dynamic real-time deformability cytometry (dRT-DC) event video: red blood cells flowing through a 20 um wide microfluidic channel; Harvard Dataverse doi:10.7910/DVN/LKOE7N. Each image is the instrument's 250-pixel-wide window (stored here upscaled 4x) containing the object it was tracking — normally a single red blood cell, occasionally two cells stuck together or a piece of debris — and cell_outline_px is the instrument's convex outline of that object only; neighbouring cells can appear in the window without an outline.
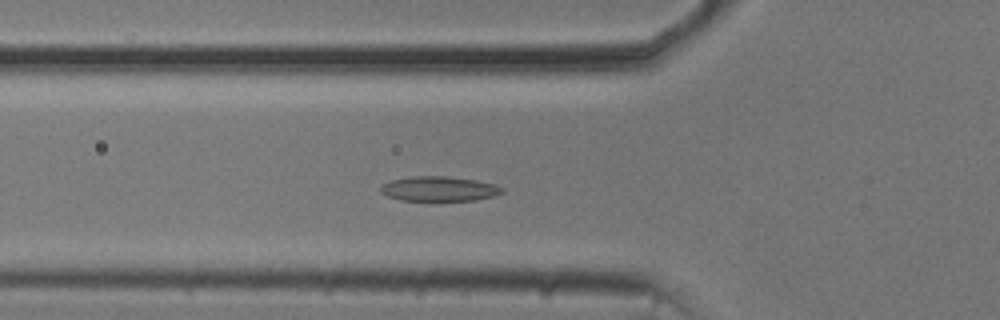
{"species": "common noctule bat (a hibernating species)", "species_latin": "Nyctalus noctula", "temperature_condition": "cold", "stored_images_in_passage": 51, "camera_frame_rate_fps": 3000, "um_per_image_px": 0.085, "animal": {"sex": "male", "body_mass_g": 20.5, "forearm_length_mm": 52.5}, "frame": {"image": 1, "passage_image": 16, "time_ms": 5.0, "image_size_px": [1000, 320], "cell_outline_px": [[504, 192], [492, 196], [476, 200], [400, 200], [388, 196], [380, 192], [380, 188], [384, 184], [392, 180], [412, 176], [448, 176], [476, 180], [496, 184], [504, 188]], "centroid_in_image_um": [37.35, 16.04], "position_along_channel_um": 88.4, "area_um2": 17.46}}
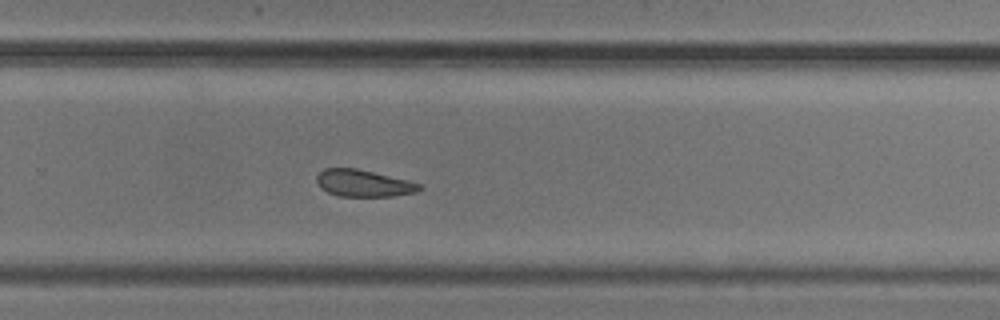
{"frame": {"image": 2, "passage_image": 33, "time_ms": 10.667, "image_size_px": [1000, 320], "cell_outline_px": [[424, 188], [416, 192], [392, 196], [340, 196], [328, 192], [320, 188], [316, 180], [316, 176], [324, 168], [356, 168], [408, 180], [424, 184]], "centroid_in_image_um": [30.93, 15.57], "position_along_channel_um": 298.9, "area_um2": 16.18}}
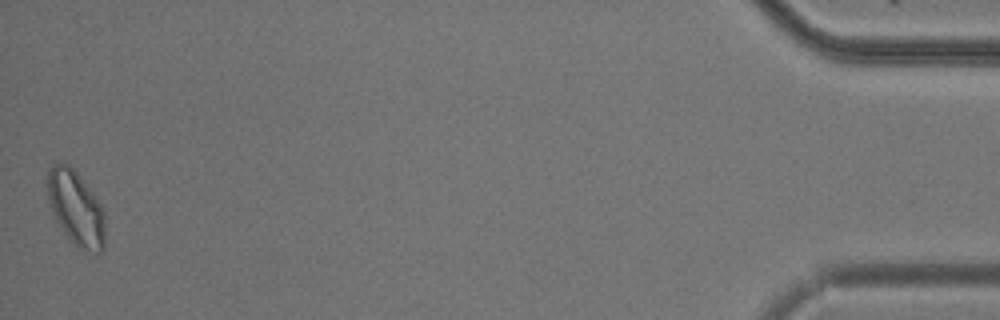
{"frame": {"image": 3, "passage_image": 51, "time_ms": 16.667, "image_size_px": [1000, 320], "cell_outline_px": [[104, 248], [96, 256], [84, 252], [64, 232], [56, 220], [52, 212], [48, 200], [44, 184], [48, 168], [52, 164], [60, 160], [64, 160], [76, 172], [92, 192], [104, 208]], "centroid_in_image_um": [6.42, 17.65], "position_along_channel_um": 428.8, "area_um2": 25.72}, "authors_computed_cell_mechanics": {"area_um2": 17.6868, "velocity_mm_per_s": 3.7133, "shape_relaxation_time_tau1_ms": 8.89, "shape_relaxation_time_tau2_ms": 9.9537, "deformation_change_tau1": 0.1359, "deformation_change_tau2": 0.1782}}